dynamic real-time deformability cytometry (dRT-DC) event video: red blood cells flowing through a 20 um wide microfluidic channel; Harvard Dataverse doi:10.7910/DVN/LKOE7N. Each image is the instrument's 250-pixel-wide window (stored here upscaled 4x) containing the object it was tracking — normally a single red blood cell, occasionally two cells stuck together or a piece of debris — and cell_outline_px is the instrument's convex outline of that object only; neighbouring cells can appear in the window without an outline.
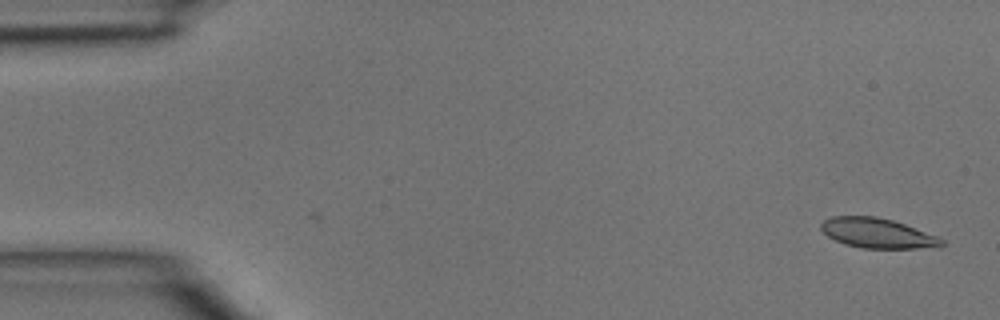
{"species": "common noctule bat (a hibernating species)", "species_latin": "Nyctalus noctula", "temperature_condition": "room temperature", "stored_images_in_passage": 2, "camera_frame_rate_fps": 3000, "um_per_image_px": 0.085, "animal": {"sex": "male", "body_mass_g": 15.6}, "frame": {"image": 1, "passage_image": 2, "time_ms": 0.333, "image_size_px": [1000, 320], "cell_outline_px": [[944, 244], [940, 248], [860, 248], [844, 244], [828, 236], [820, 228], [820, 224], [824, 220], [832, 216], [876, 216], [892, 220], [904, 224], [936, 236], [944, 240]], "centroid_in_image_um": [74.58, 19.82], "position_along_channel_um": 10.4, "area_um2": 20.98}}